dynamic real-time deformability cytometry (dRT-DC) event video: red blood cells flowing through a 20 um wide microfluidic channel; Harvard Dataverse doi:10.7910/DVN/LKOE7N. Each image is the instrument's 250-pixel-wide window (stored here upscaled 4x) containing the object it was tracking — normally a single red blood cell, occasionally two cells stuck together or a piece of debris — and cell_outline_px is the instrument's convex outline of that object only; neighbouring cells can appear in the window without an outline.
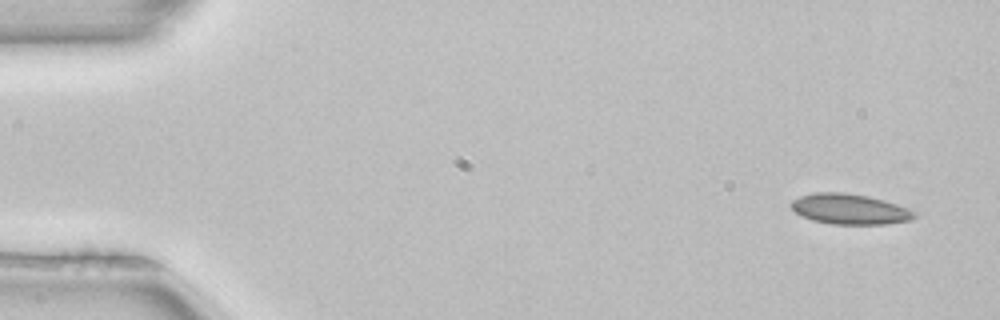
{"species": "common noctule bat (a hibernating species)", "species_latin": "Nyctalus noctula", "temperature_condition": "room temperature", "stored_images_in_passage": 3, "camera_frame_rate_fps": 3000, "um_per_image_px": 0.085, "animal": {"sex": "female", "body_mass_g": 22.7, "forearm_length_mm": 54.2}, "frame": {"image": 1, "passage_image": 1, "time_ms": 0.0, "image_size_px": [1000, 320], "cell_outline_px": [[920, 212], [912, 220], [888, 224], [832, 224], [812, 220], [796, 212], [788, 204], [792, 200], [800, 196], [816, 192], [844, 192], [868, 196], [884, 200]], "centroid_in_image_um": [72.27, 17.77], "position_along_channel_um": 12.7, "area_um2": 22.02}}